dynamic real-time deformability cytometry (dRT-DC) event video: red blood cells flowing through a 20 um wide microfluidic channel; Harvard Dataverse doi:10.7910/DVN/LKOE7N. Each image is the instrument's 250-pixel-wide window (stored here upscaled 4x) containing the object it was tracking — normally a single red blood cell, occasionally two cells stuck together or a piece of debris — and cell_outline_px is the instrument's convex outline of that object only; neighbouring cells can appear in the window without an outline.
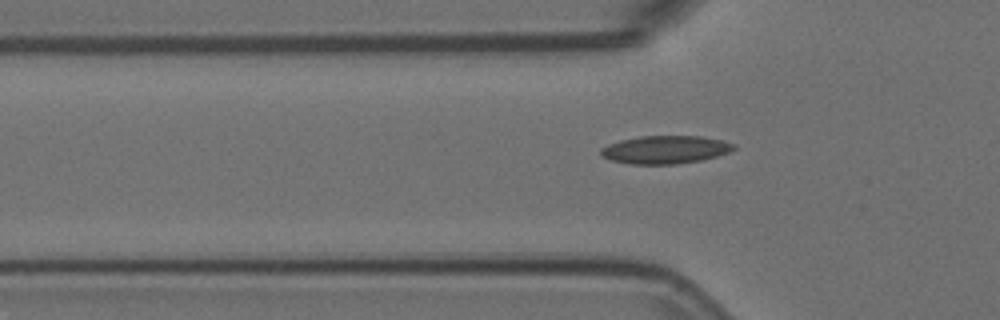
{"species": "Egyptian fruit bat (a non-hibernating species)", "species_latin": "Rousettus aegyptiacus", "temperature_condition": "room temperature", "stored_images_in_passage": 36, "camera_frame_rate_fps": 3000, "um_per_image_px": 0.085, "animal": {"sex": "female"}, "frame": {"image": 1, "passage_image": 5, "time_ms": 1.333, "image_size_px": [1000, 320], "cell_outline_px": [[736, 148], [728, 152], [716, 156], [700, 160], [676, 164], [632, 164], [612, 160], [600, 156], [600, 148], [608, 144], [620, 140], [640, 136], [700, 136], [720, 140], [736, 144]], "centroid_in_image_um": [56.52, 12.71], "position_along_channel_um": 69.3, "area_um2": 21.62}}
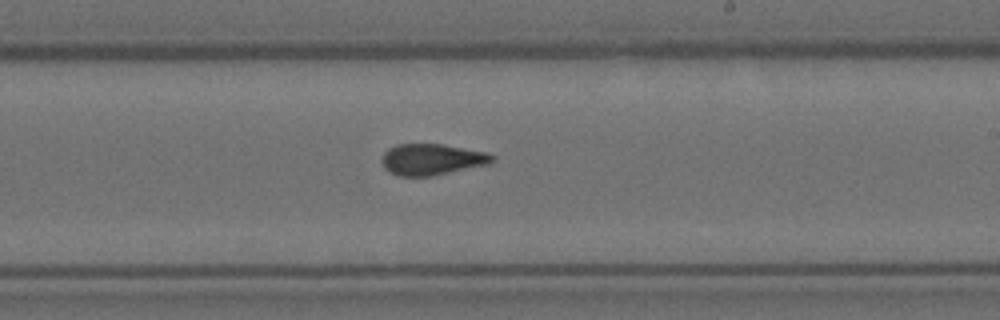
{"frame": {"image": 2, "passage_image": 20, "time_ms": 6.333, "image_size_px": [1000, 320], "cell_outline_px": [[496, 160], [488, 164], [432, 176], [400, 176], [388, 172], [384, 168], [380, 160], [384, 152], [388, 148], [396, 144], [444, 144], [488, 152], [496, 156]], "centroid_in_image_um": [36.71, 13.54], "position_along_channel_um": 252.3, "area_um2": 20.4}}
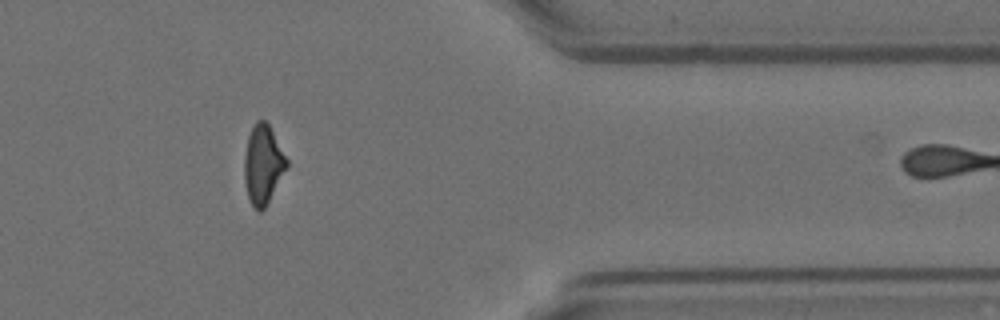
{"frame": {"image": 3, "passage_image": 33, "time_ms": 10.667, "image_size_px": [1000, 320], "cell_outline_px": [[288, 168], [264, 208], [260, 212], [252, 204], [248, 196], [244, 180], [244, 156], [248, 136], [256, 120], [264, 120], [268, 124], [288, 160]], "centroid_in_image_um": [22.36, 13.98], "position_along_channel_um": 389.0, "area_um2": 19.31}, "authors_computed_cell_mechanics": {"area_um2": 20.1722, "velocity_mm_per_s": 3.6355, "shape_relaxation_time_tau1_ms": null, "shape_relaxation_time_tau2_ms": 2.403, "deformation_change_tau1": null, "deformation_change_tau2": 0.0773}}